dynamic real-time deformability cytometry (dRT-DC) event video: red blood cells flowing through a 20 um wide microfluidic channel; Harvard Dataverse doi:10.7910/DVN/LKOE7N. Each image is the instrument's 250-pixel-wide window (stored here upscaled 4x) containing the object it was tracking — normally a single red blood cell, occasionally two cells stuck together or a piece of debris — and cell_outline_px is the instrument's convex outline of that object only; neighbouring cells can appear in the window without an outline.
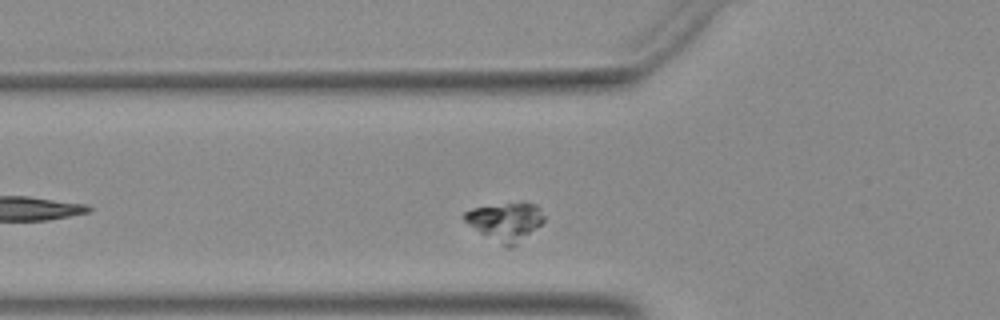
{"species": "Egyptian fruit bat (a non-hibernating species)", "species_latin": "Rousettus aegyptiacus", "temperature_condition": "warm", "stored_images_in_passage": 27, "camera_frame_rate_fps": 3000, "um_per_image_px": 0.085, "animal": {"sex": "female"}, "frame": {"image": 1, "passage_image": 2, "time_ms": 0.333, "image_size_px": [1000, 320], "cell_outline_px": [[544, 220], [540, 224], [508, 248], [504, 248], [468, 224], [464, 220], [464, 212], [472, 208], [520, 200], [524, 200], [536, 204], [540, 208], [544, 216]], "centroid_in_image_um": [42.95, 18.77], "position_along_channel_um": 82.8, "area_um2": 17.69}}
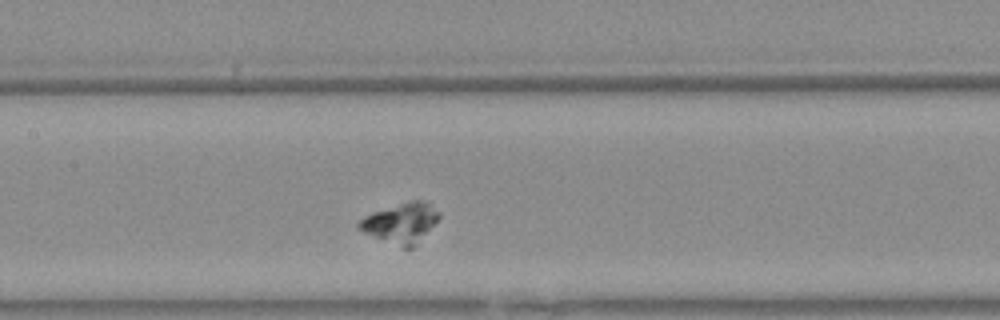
{"frame": {"image": 2, "passage_image": 9, "time_ms": 2.667, "image_size_px": [1000, 320], "cell_outline_px": [[440, 216], [416, 244], [412, 248], [404, 248], [364, 232], [356, 228], [356, 224], [364, 216], [372, 212], [412, 200], [420, 200], [428, 204], [440, 212]], "centroid_in_image_um": [34.04, 18.94], "position_along_channel_um": 173.4, "area_um2": 18.09}}
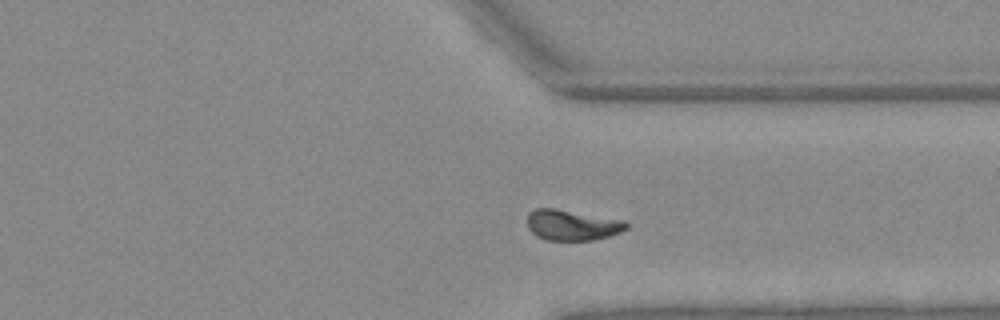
{"frame": {"image": 3, "passage_image": 20, "time_ms": 6.333, "image_size_px": [1000, 320], "cell_outline_px": [[628, 228], [620, 232], [608, 236], [592, 240], [548, 240], [536, 236], [528, 228], [528, 212], [536, 208], [552, 208], [624, 220], [628, 224]], "centroid_in_image_um": [48.62, 19.13], "position_along_channel_um": 362.8, "area_um2": 17.51}}